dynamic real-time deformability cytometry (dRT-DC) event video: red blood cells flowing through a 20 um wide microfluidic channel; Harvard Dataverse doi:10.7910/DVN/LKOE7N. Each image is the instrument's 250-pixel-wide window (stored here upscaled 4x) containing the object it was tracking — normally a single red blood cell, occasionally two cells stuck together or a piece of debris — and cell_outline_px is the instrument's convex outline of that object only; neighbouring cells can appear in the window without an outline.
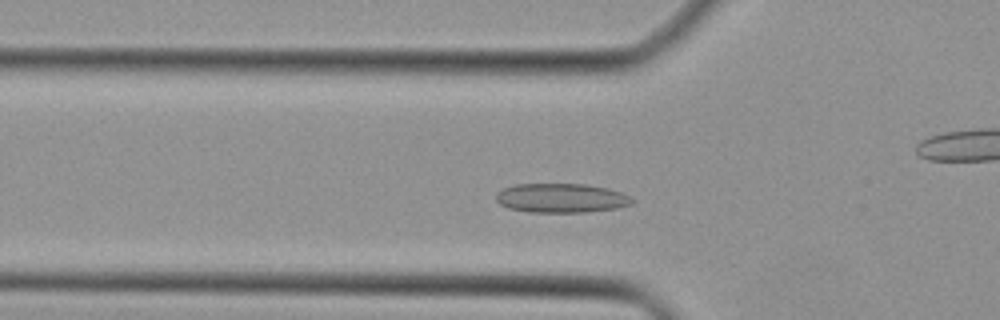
{"species": "Egyptian fruit bat (a non-hibernating species)", "species_latin": "Rousettus aegyptiacus", "temperature_condition": "cold", "stored_images_in_passage": 38, "camera_frame_rate_fps": 3000, "um_per_image_px": 0.085, "animal": {"sex": "female"}, "frame": {"image": 1, "passage_image": 7, "time_ms": 2.0, "image_size_px": [1000, 320], "cell_outline_px": [[632, 204], [616, 208], [588, 212], [528, 212], [508, 208], [500, 204], [496, 200], [496, 192], [504, 188], [516, 184], [584, 184], [608, 188], [620, 192], [628, 196], [632, 200]], "centroid_in_image_um": [47.67, 16.83], "position_along_channel_um": 78.1, "area_um2": 23.12}}
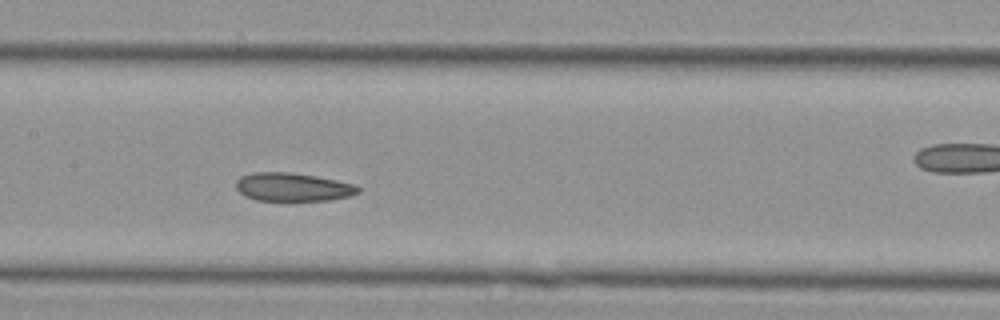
{"frame": {"image": 2, "passage_image": 14, "time_ms": 4.333, "image_size_px": [1000, 320], "cell_outline_px": [[360, 192], [348, 196], [328, 200], [256, 200], [244, 196], [236, 188], [236, 180], [240, 176], [252, 172], [288, 172], [316, 176], [356, 184], [360, 188]], "centroid_in_image_um": [24.87, 15.89], "position_along_channel_um": 182.5, "area_um2": 20.17}}
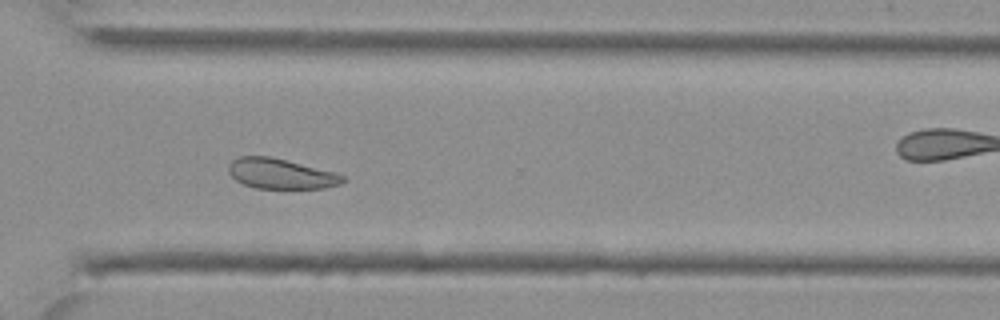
{"frame": {"image": 3, "passage_image": 25, "time_ms": 8.0, "image_size_px": [1000, 320], "cell_outline_px": [[344, 180], [340, 184], [324, 188], [256, 188], [244, 184], [236, 180], [228, 172], [228, 164], [232, 160], [240, 156], [272, 156], [336, 172], [344, 176]], "centroid_in_image_um": [23.86, 14.75], "position_along_channel_um": 346.7, "area_um2": 20.17}}